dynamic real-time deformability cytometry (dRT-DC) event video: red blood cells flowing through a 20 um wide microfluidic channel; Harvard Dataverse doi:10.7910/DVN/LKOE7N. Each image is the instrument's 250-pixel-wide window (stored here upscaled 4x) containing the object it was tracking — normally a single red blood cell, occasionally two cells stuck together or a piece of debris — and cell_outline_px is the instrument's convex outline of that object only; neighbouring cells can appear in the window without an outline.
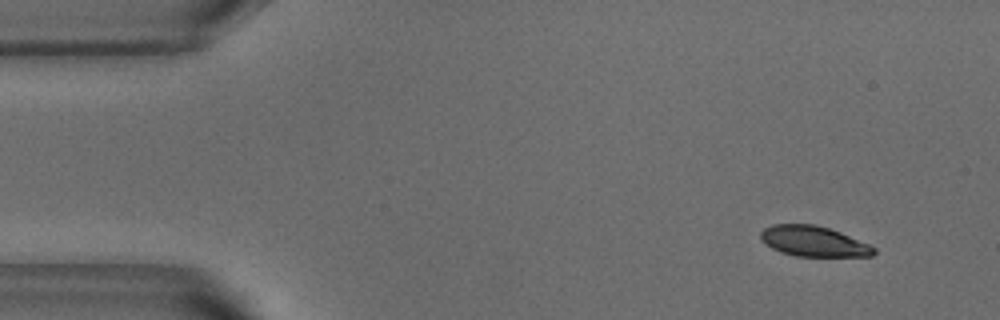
{"species": "common noctule bat (a hibernating species)", "species_latin": "Nyctalus noctula", "temperature_condition": "warm", "stored_images_in_passage": 50, "segment_of_instrument_passage": [1, 2], "camera_frame_rate_fps": 3000, "um_per_image_px": 0.085, "animal": {"sex": "male", "body_mass_g": 18.8}, "frame": {"image": 1, "passage_image": 1, "time_ms": 0.0, "image_size_px": [1000, 320], "cell_outline_px": [[876, 252], [872, 256], [796, 256], [780, 252], [764, 244], [760, 240], [760, 232], [764, 228], [772, 224], [816, 224], [840, 232], [868, 244], [876, 248]], "centroid_in_image_um": [69.11, 20.51], "position_along_channel_um": 15.9, "area_um2": 20.11}}
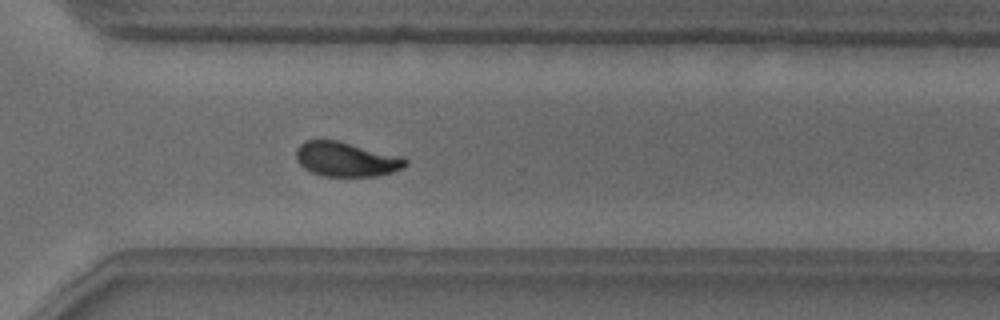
{"frame": {"image": 2, "passage_image": 34, "time_ms": 11.0, "image_size_px": [1000, 320], "cell_outline_px": [[408, 164], [404, 168], [392, 172], [376, 176], [324, 176], [312, 172], [304, 168], [296, 160], [296, 148], [304, 140], [336, 140], [400, 156], [408, 160]], "centroid_in_image_um": [29.41, 13.54], "position_along_channel_um": 341.2, "area_um2": 21.91}}
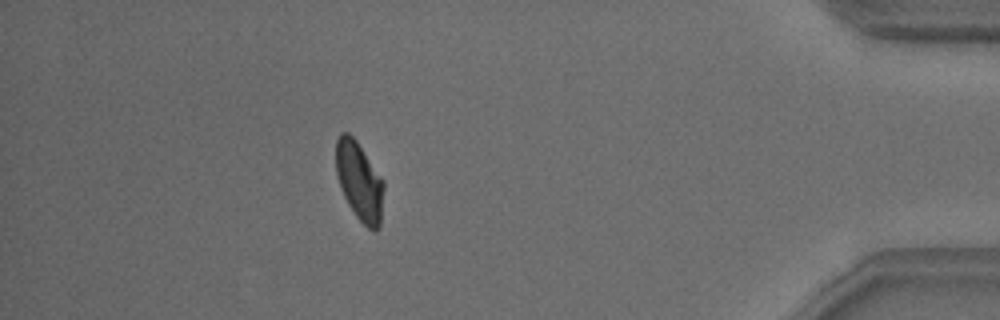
{"frame": {"image": 3, "passage_image": 43, "time_ms": 14.0, "image_size_px": [1000, 320], "cell_outline_px": [[384, 188], [380, 224], [376, 232], [372, 232], [356, 216], [348, 204], [340, 188], [336, 176], [336, 140], [340, 132], [348, 132], [356, 140], [384, 180]], "centroid_in_image_um": [30.54, 15.4], "position_along_channel_um": 404.7, "area_um2": 22.08}}